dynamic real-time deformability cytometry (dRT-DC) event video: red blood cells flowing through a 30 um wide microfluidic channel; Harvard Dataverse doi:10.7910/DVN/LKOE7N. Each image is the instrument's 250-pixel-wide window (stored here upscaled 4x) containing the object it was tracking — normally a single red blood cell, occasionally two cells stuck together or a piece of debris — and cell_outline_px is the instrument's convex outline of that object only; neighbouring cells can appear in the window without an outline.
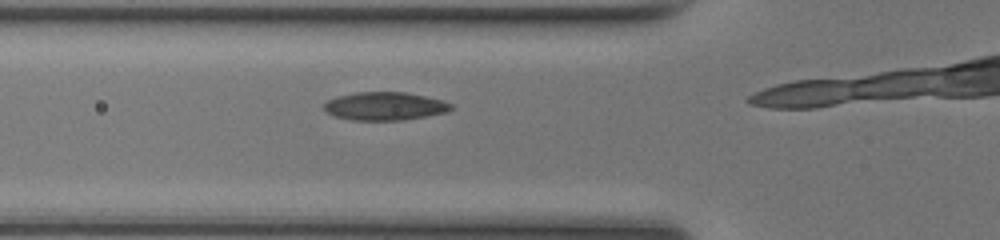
{"species": "common noctule bat (a hibernating species)", "species_latin": "Nyctalus noctula", "temperature_condition": "room temperature", "stored_images_in_passage": 12, "camera_frame_rate_fps": 3000, "um_per_image_px": 0.085, "animal": {"sex": "female", "body_mass_g": 17.0, "forearm_length_mm": 48.0}, "frame": {"image": 1, "passage_image": 9, "time_ms": 2.667, "image_size_px": [1000, 240], "cell_outline_px": [[456, 108], [444, 112], [424, 116], [400, 120], [352, 120], [332, 116], [324, 108], [324, 104], [328, 100], [336, 96], [356, 92], [404, 92], [444, 100], [452, 104]], "centroid_in_image_um": [32.7, 9.02], "position_along_channel_um": 93.1, "area_um2": 20.81}}